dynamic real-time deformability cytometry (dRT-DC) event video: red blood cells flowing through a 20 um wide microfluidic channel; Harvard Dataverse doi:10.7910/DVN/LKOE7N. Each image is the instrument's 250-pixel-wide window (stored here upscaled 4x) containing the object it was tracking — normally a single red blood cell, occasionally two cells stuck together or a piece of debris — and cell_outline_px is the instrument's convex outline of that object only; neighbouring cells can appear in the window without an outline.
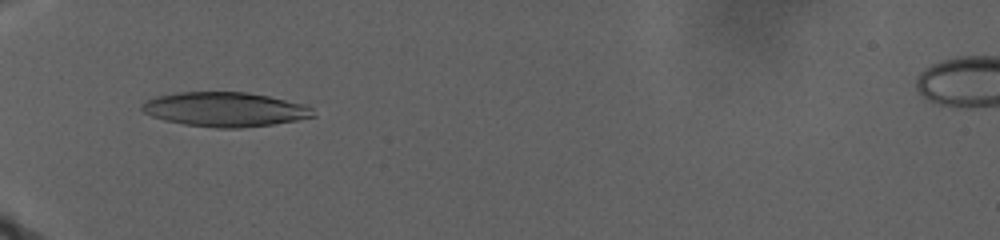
{"species": "human", "species_latin": "Homo sapiens", "temperature_condition": "warm", "stored_images_in_passage": 56, "camera_frame_rate_fps": 3000, "um_per_image_px": 0.085, "donor": {"sex": "male"}, "frame": {"image": 1, "passage_image": 19, "time_ms": 14.0, "image_size_px": [1000, 240], "cell_outline_px": [[316, 116], [296, 120], [272, 124], [240, 128], [216, 128], [184, 124], [164, 120], [152, 116], [144, 112], [140, 108], [140, 104], [156, 96], [176, 92], [248, 92], [268, 96], [304, 104], [312, 108]], "centroid_in_image_um": [19.1, 9.29], "position_along_channel_um": 65.9, "area_um2": 34.33}}
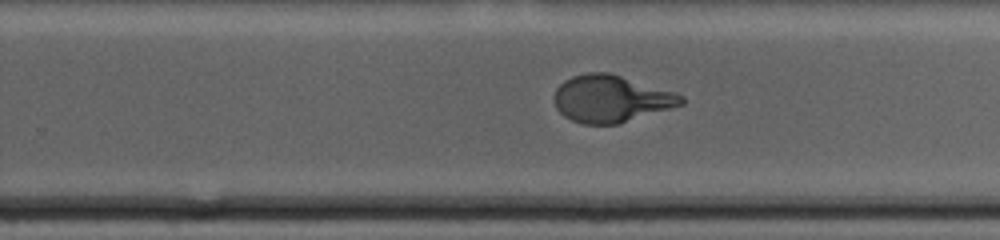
{"frame": {"image": 2, "passage_image": 34, "time_ms": 24.667, "image_size_px": [1000, 240], "cell_outline_px": [[684, 104], [616, 124], [580, 124], [564, 116], [556, 108], [552, 100], [552, 96], [556, 88], [564, 80], [572, 76], [588, 72], [608, 72], [676, 92], [684, 96]], "centroid_in_image_um": [51.89, 8.38], "position_along_channel_um": 277.9, "area_um2": 34.91}}
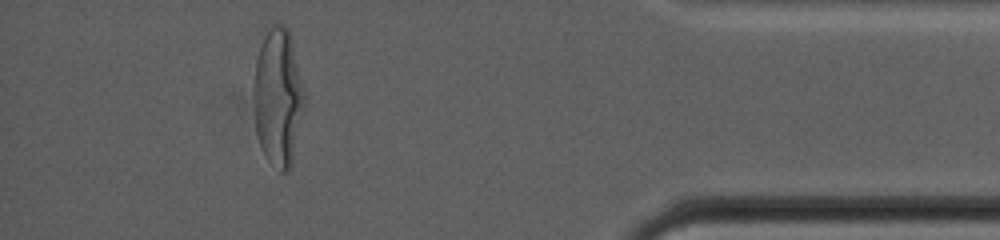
{"frame": {"image": 3, "passage_image": 51, "time_ms": 32.667, "image_size_px": [1000, 240], "cell_outline_px": [[304, 104], [292, 164], [288, 172], [280, 172], [264, 156], [256, 132], [252, 84], [260, 32], [264, 24], [284, 24], [288, 28], [292, 44], [304, 96]], "centroid_in_image_um": [23.57, 8.17], "position_along_channel_um": 411.6, "area_um2": 41.33}, "authors_computed_cell_mechanics": {"area_um2": 36.4429, "velocity_mm_per_s": 2.1023, "shape_relaxation_time_tau1_ms": 8.4803, "shape_relaxation_time_tau2_ms": null, "deformation_change_tau1": 0.2967, "deformation_change_tau2": null}}